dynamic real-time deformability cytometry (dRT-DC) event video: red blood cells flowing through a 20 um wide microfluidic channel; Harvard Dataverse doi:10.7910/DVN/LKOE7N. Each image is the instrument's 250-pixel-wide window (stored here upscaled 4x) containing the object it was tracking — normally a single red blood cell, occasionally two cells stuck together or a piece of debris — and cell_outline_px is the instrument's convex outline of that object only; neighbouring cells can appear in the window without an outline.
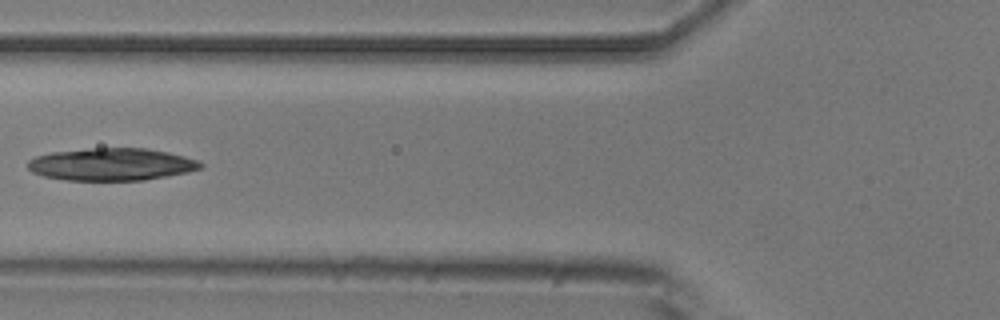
{"species": "common noctule bat (a hibernating species)", "species_latin": "Nyctalus noctula", "temperature_condition": "room temperature", "stored_images_in_passage": 7, "camera_frame_rate_fps": 3000, "um_per_image_px": 0.085, "animal": {"sex": "male", "body_mass_g": 20.5, "forearm_length_mm": 52.5}, "frame": {"image": 1, "passage_image": 6, "time_ms": 6.0, "image_size_px": [1000, 320], "cell_outline_px": [[204, 164], [200, 168], [188, 172], [144, 180], [64, 180], [44, 176], [32, 172], [28, 168], [28, 160], [36, 156], [52, 152], [92, 148], [148, 148], [168, 152], [200, 160]], "centroid_in_image_um": [9.49, 13.96], "position_along_channel_um": 116.3, "area_um2": 32.66}}
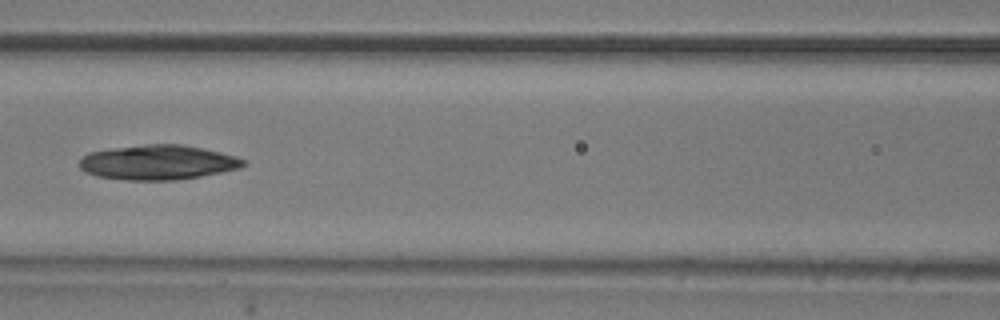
{"frame": {"image": 2, "passage_image": 7, "time_ms": 7.0, "image_size_px": [1000, 320], "cell_outline_px": [[248, 164], [240, 168], [200, 176], [176, 180], [128, 180], [96, 176], [84, 172], [80, 168], [80, 160], [88, 152], [112, 148], [144, 144], [180, 144], [220, 152], [236, 156], [244, 160]], "centroid_in_image_um": [13.41, 13.8], "position_along_channel_um": 153.2, "area_um2": 33.12}}